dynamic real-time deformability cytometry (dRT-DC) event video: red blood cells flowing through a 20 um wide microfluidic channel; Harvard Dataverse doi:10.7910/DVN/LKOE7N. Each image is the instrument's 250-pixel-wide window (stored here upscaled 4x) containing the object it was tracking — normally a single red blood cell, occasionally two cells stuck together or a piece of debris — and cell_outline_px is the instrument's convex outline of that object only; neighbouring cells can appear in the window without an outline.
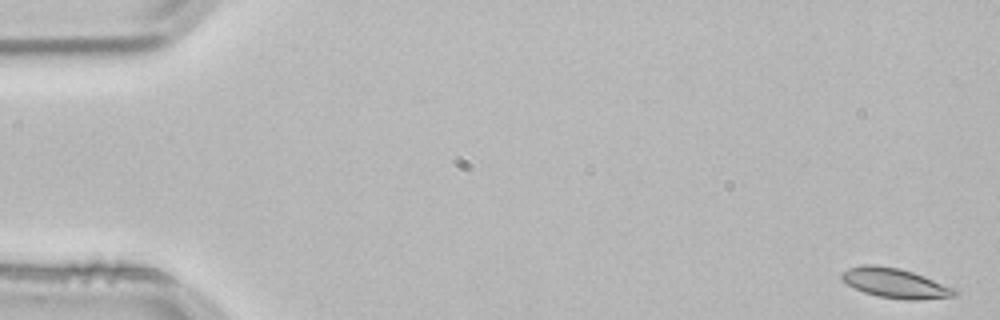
{"species": "common noctule bat (a hibernating species)", "species_latin": "Nyctalus noctula", "temperature_condition": "room temperature", "stored_images_in_passage": 53, "camera_frame_rate_fps": 3000, "um_per_image_px": 0.085, "animal": {"sex": "male", "body_mass_g": 21.5, "forearm_length_mm": 52.0}, "frame": {"image": 1, "passage_image": 1, "time_ms": 0.0, "image_size_px": [1000, 320], "cell_outline_px": [[956, 296], [916, 300], [908, 300], [876, 296], [864, 292], [840, 280], [840, 272], [848, 268], [864, 264], [872, 264], [900, 268], [924, 276], [956, 288]], "centroid_in_image_um": [76.06, 24.06], "position_along_channel_um": 8.9, "area_um2": 19.65}}
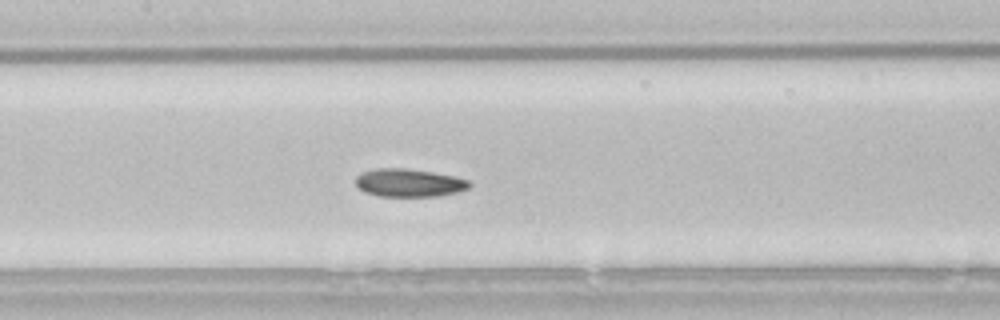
{"frame": {"image": 2, "passage_image": 25, "time_ms": 8.0, "image_size_px": [1000, 320], "cell_outline_px": [[472, 184], [468, 188], [456, 192], [440, 196], [376, 196], [364, 192], [356, 188], [356, 176], [360, 172], [376, 168], [404, 168], [432, 172], [452, 176], [468, 180]], "centroid_in_image_um": [34.7, 15.54], "position_along_channel_um": 172.7, "area_um2": 18.67}}
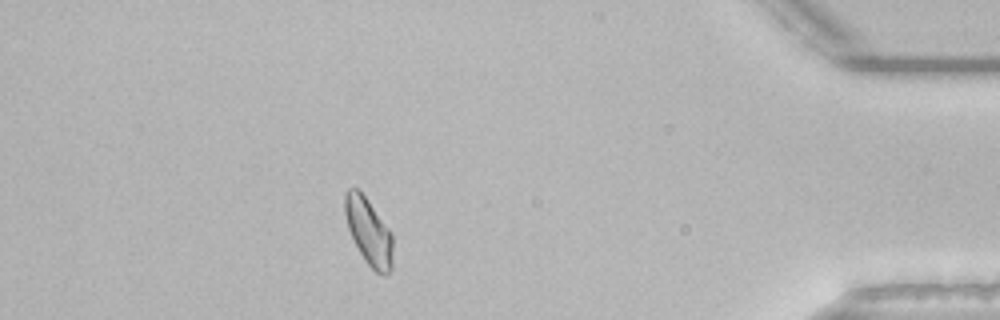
{"frame": {"image": 3, "passage_image": 47, "time_ms": 15.333, "image_size_px": [1000, 320], "cell_outline_px": [[392, 272], [384, 276], [376, 272], [364, 260], [348, 228], [344, 212], [344, 192], [348, 188], [356, 188], [364, 196], [392, 232]], "centroid_in_image_um": [31.34, 19.71], "position_along_channel_um": 403.9, "area_um2": 18.55}, "authors_computed_cell_mechanics": {"area_um2": 18.785, "velocity_mm_per_s": 3.8064, "shape_relaxation_time_tau1_ms": 5.9698, "shape_relaxation_time_tau2_ms": 5.3131, "deformation_change_tau1": 0.1247, "deformation_change_tau2": 0.1158}}